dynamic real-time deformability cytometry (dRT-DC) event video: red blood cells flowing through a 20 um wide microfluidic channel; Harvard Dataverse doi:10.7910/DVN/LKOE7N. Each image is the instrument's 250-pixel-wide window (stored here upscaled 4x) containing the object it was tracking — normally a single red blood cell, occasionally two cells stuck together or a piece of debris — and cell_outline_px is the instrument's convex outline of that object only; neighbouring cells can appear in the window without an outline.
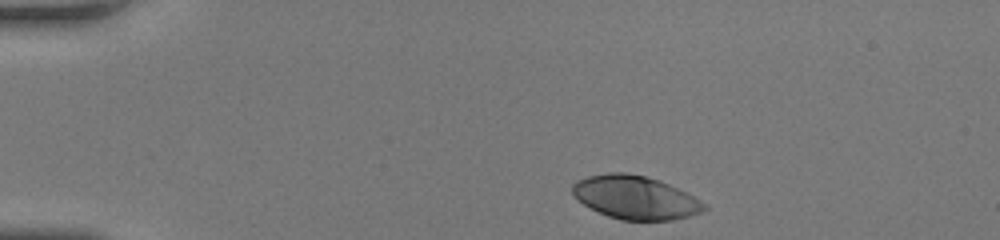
{"species": "human", "species_latin": "Homo sapiens", "temperature_condition": "room temperature", "stored_images_in_passage": 41, "camera_frame_rate_fps": 3000, "um_per_image_px": 0.085, "donor": {"sex": "female"}, "frame": {"image": 1, "passage_image": 1, "time_ms": 0.0, "image_size_px": [1000, 240], "cell_outline_px": [[708, 208], [700, 212], [688, 216], [672, 220], [620, 220], [608, 216], [584, 204], [572, 192], [572, 184], [576, 180], [588, 176], [608, 172], [628, 172], [660, 180], [688, 192], [700, 200]], "centroid_in_image_um": [54.02, 16.77], "position_along_channel_um": 31.0, "area_um2": 33.23}}
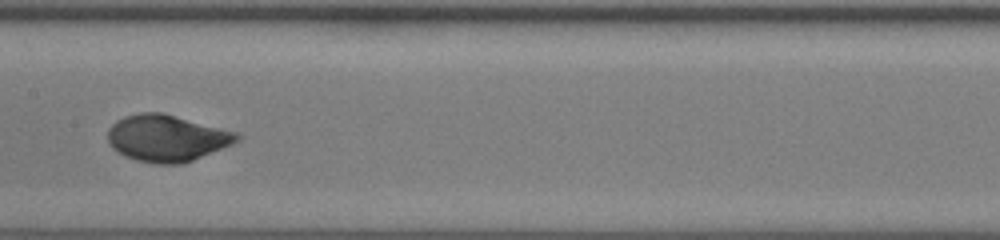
{"frame": {"image": 2, "passage_image": 18, "time_ms": 5.667, "image_size_px": [1000, 240], "cell_outline_px": [[240, 140], [232, 144], [192, 160], [180, 164], [156, 164], [136, 160], [124, 156], [116, 152], [112, 148], [108, 140], [108, 128], [116, 120], [124, 116], [140, 112], [164, 112], [236, 132], [240, 136]], "centroid_in_image_um": [14.14, 11.73], "position_along_channel_um": 193.3, "area_um2": 35.2}}
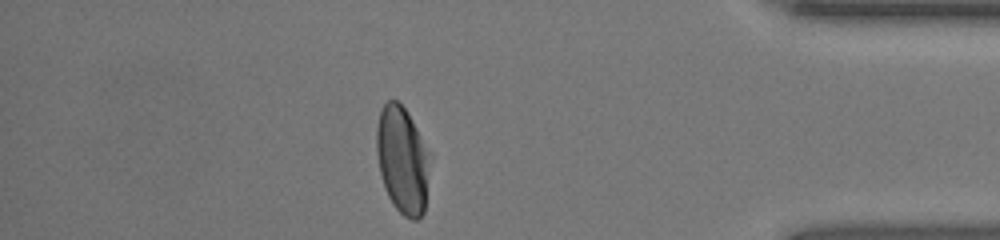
{"frame": {"image": 3, "passage_image": 35, "time_ms": 11.333, "image_size_px": [1000, 240], "cell_outline_px": [[432, 156], [424, 212], [416, 220], [412, 220], [404, 216], [392, 204], [384, 188], [380, 172], [376, 152], [376, 128], [380, 112], [384, 104], [388, 100], [396, 100], [408, 112], [432, 152]], "centroid_in_image_um": [34.24, 13.59], "position_along_channel_um": 401.0, "area_um2": 34.1}, "authors_computed_cell_mechanics": {"area_um2": 34.391, "velocity_mm_per_s": 4.2267, "shape_relaxation_time_tau1_ms": 2.8923, "shape_relaxation_time_tau2_ms": null, "deformation_change_tau1": 0.193, "deformation_change_tau2": null}}